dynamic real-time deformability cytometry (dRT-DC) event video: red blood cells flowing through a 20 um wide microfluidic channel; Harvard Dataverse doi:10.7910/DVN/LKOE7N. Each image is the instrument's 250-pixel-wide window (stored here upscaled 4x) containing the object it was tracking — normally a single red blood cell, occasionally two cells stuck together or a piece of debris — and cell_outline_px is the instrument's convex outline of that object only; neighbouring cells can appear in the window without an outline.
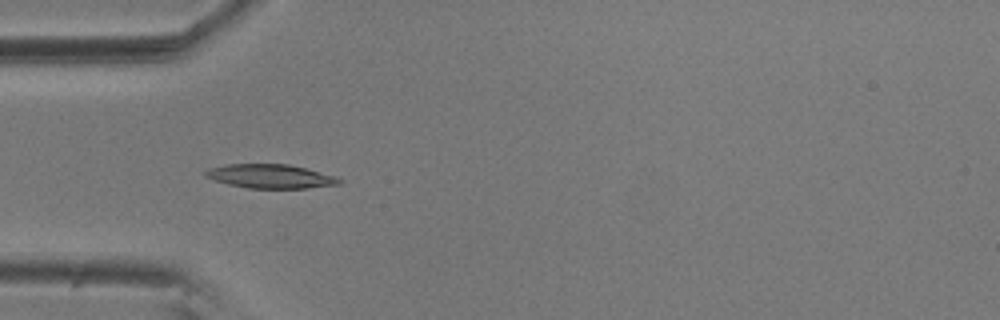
{"species": "common noctule bat (a hibernating species)", "species_latin": "Nyctalus noctula", "temperature_condition": "room temperature", "stored_images_in_passage": 55, "camera_frame_rate_fps": 3000, "um_per_image_px": 0.085, "animal": {"sex": "male", "body_mass_g": 20.5, "forearm_length_mm": 52.5}, "frame": {"image": 1, "passage_image": 16, "time_ms": 5.0, "image_size_px": [1000, 320], "cell_outline_px": [[344, 180], [340, 184], [308, 188], [248, 188], [228, 184], [204, 176], [204, 172], [208, 168], [228, 164], [288, 164], [336, 176]], "centroid_in_image_um": [23.0, 14.98], "position_along_channel_um": 62.0, "area_um2": 18.61}}
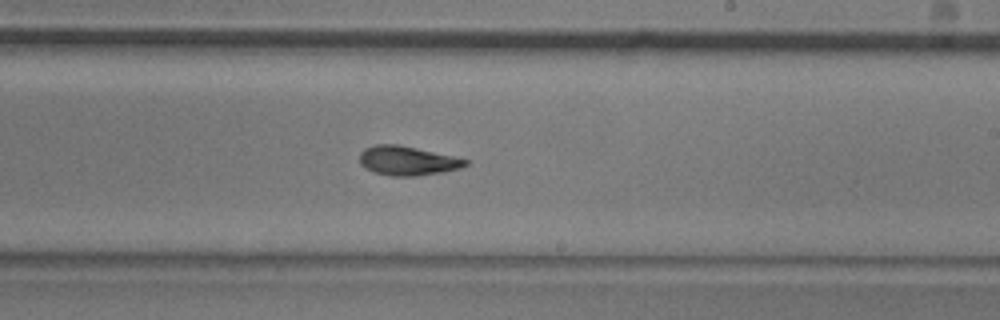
{"frame": {"image": 2, "passage_image": 32, "time_ms": 10.333, "image_size_px": [1000, 320], "cell_outline_px": [[468, 164], [460, 168], [444, 172], [416, 176], [392, 176], [376, 172], [360, 164], [360, 152], [364, 148], [376, 144], [396, 144], [416, 148], [468, 160]], "centroid_in_image_um": [34.62, 13.66], "position_along_channel_um": 254.4, "area_um2": 17.74}}
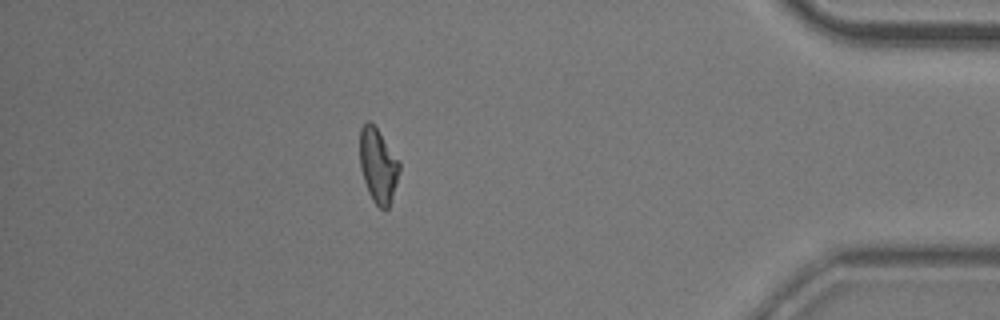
{"frame": {"image": 3, "passage_image": 48, "time_ms": 15.667, "image_size_px": [1000, 320], "cell_outline_px": [[400, 168], [396, 184], [388, 208], [380, 208], [372, 200], [368, 192], [360, 168], [360, 128], [368, 120], [376, 128], [400, 164]], "centroid_in_image_um": [32.11, 14.09], "position_along_channel_um": 403.1, "area_um2": 16.65}, "authors_computed_cell_mechanics": {"area_um2": 17.8024, "velocity_mm_per_s": 3.6053, "shape_relaxation_time_tau1_ms": 8.3397, "shape_relaxation_time_tau2_ms": 3.6374, "deformation_change_tau1": 0.2142, "deformation_change_tau2": 0.1046}}